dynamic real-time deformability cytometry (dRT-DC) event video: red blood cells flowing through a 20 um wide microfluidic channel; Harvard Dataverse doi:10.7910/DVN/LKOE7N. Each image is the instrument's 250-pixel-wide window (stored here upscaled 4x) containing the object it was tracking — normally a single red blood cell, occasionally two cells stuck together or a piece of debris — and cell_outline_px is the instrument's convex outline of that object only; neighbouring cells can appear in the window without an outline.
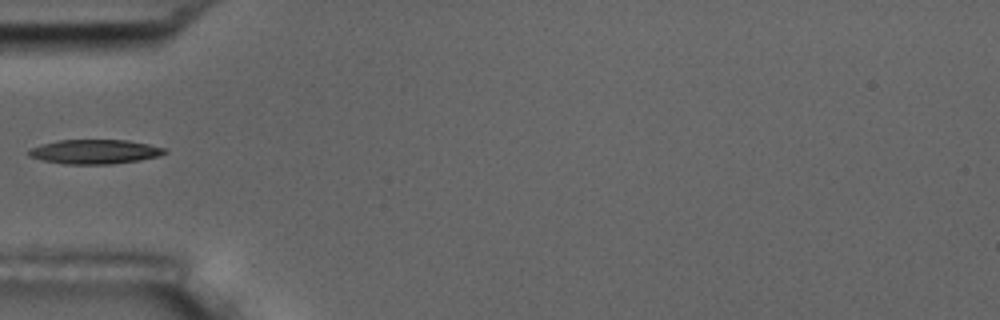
{"species": "common noctule bat (a hibernating species)", "species_latin": "Nyctalus noctula", "temperature_condition": "room temperature", "stored_images_in_passage": 3, "camera_frame_rate_fps": 3000, "um_per_image_px": 0.085, "animal": {"sex": "male", "body_mass_g": 17.5, "forearm_length_mm": 52.3}, "frame": {"image": 1, "passage_image": 2, "time_ms": 1.0, "image_size_px": [1000, 320], "cell_outline_px": [[168, 152], [160, 156], [140, 160], [112, 164], [64, 164], [44, 160], [28, 156], [24, 152], [40, 144], [56, 140], [128, 140], [148, 144], [164, 148]], "centroid_in_image_um": [8.03, 12.89], "position_along_channel_um": 77.0, "area_um2": 19.42}}